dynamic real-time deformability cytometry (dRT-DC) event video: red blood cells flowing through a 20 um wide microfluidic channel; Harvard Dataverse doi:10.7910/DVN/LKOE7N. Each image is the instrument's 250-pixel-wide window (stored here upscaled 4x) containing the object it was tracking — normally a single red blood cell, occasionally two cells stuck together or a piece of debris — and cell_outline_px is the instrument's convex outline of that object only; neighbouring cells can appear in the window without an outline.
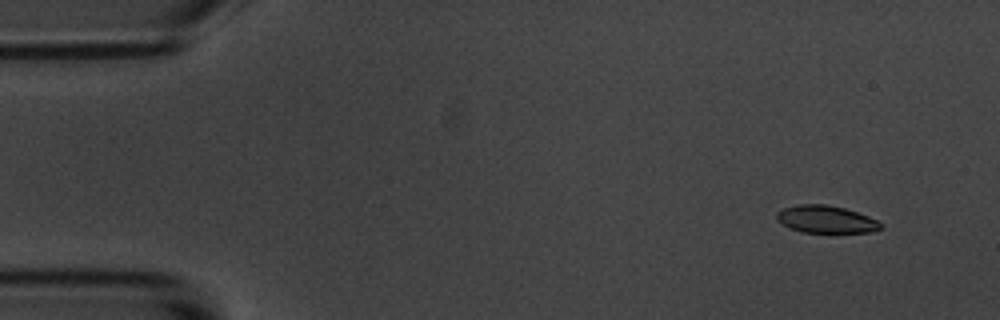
{"species": "common noctule bat (a hibernating species)", "species_latin": "Nyctalus noctula", "temperature_condition": "room temperature", "stored_images_in_passage": 5, "camera_frame_rate_fps": 3000, "um_per_image_px": 0.085, "animal": {"sex": "male", "body_mass_g": 20.1, "forearm_length_mm": 53.5}, "frame": {"image": 1, "passage_image": 2, "time_ms": 1.333, "image_size_px": [1000, 320], "cell_outline_px": [[884, 224], [880, 228], [872, 232], [804, 232], [792, 228], [776, 220], [776, 212], [784, 208], [796, 204], [824, 204], [844, 208], [868, 216]], "centroid_in_image_um": [70.2, 18.63], "position_along_channel_um": 14.8, "area_um2": 16.42}}
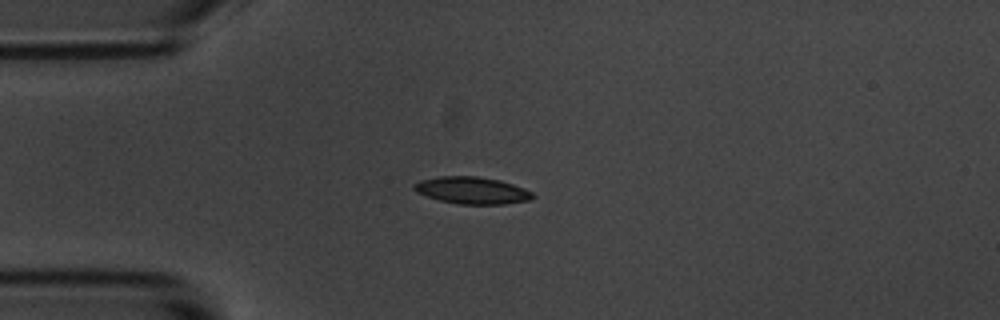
{"frame": {"image": 2, "passage_image": 5, "time_ms": 4.667, "image_size_px": [1000, 320], "cell_outline_px": [[536, 196], [528, 200], [504, 204], [460, 204], [440, 200], [416, 192], [412, 188], [412, 184], [420, 180], [440, 176], [476, 176], [500, 180], [524, 188], [532, 192]], "centroid_in_image_um": [40.11, 16.17], "position_along_channel_um": 44.9, "area_um2": 18.61}}